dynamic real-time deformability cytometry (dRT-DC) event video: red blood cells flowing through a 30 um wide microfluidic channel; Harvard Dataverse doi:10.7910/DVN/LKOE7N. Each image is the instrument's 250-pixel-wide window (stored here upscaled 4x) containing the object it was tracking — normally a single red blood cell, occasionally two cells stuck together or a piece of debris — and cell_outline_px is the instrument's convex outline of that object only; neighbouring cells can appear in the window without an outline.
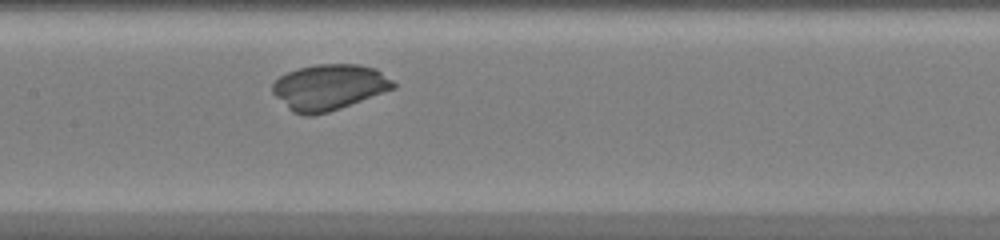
{"species": "common noctule bat (a hibernating species)", "species_latin": "Nyctalus noctula", "temperature_condition": "warm", "stored_images_in_passage": 26, "camera_frame_rate_fps": 3000, "um_per_image_px": 0.085, "animal": {"sex": "female", "body_mass_g": 20.0, "forearm_length_mm": 54.0}, "frame": {"image": 1, "passage_image": 11, "time_ms": 3.333, "image_size_px": [1000, 240], "cell_outline_px": [[396, 88], [340, 108], [328, 112], [312, 116], [304, 116], [292, 112], [272, 92], [272, 84], [280, 76], [296, 68], [316, 64], [360, 64], [376, 68], [392, 80], [396, 84]], "centroid_in_image_um": [27.97, 7.4], "position_along_channel_um": 179.4, "area_um2": 32.31}}
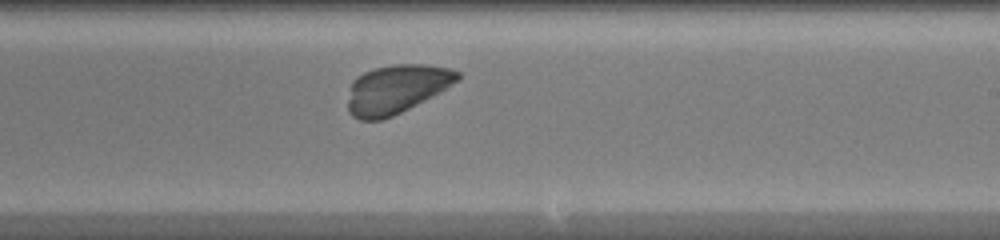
{"frame": {"image": 2, "passage_image": 16, "time_ms": 5.0, "image_size_px": [1000, 240], "cell_outline_px": [[460, 76], [456, 80], [440, 92], [392, 116], [380, 120], [360, 120], [352, 116], [348, 112], [348, 100], [352, 80], [356, 76], [364, 72], [376, 68], [396, 64], [424, 64], [448, 68], [460, 72]], "centroid_in_image_um": [33.65, 7.57], "position_along_channel_um": 255.4, "area_um2": 30.75}}
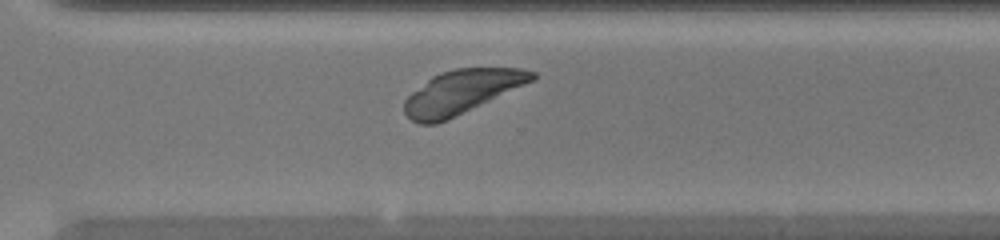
{"frame": {"image": 3, "passage_image": 21, "time_ms": 6.667, "image_size_px": [1000, 240], "cell_outline_px": [[536, 80], [436, 124], [420, 124], [412, 120], [404, 112], [404, 100], [412, 92], [432, 76], [440, 72], [456, 68], [520, 68], [536, 72]], "centroid_in_image_um": [39.25, 7.8], "position_along_channel_um": 331.3, "area_um2": 32.19}}